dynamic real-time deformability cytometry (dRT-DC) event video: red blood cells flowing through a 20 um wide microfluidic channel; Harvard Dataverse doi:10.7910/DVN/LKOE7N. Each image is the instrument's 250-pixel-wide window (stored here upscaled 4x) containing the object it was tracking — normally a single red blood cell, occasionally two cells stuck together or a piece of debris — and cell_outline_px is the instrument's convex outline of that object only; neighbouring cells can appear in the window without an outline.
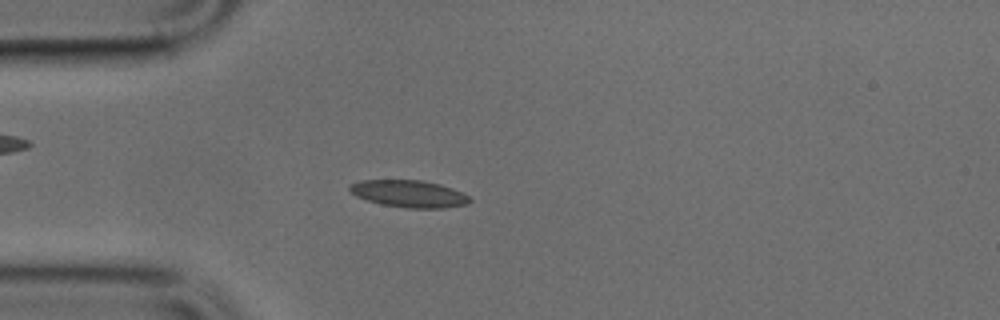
{"species": "common noctule bat (a hibernating species)", "species_latin": "Nyctalus noctula", "temperature_condition": "cold", "stored_images_in_passage": 48, "camera_frame_rate_fps": 3000, "um_per_image_px": 0.085, "animal": {"sex": "male", "body_mass_g": 17.9, "forearm_length_mm": 54.2}, "frame": {"image": 1, "passage_image": 12, "time_ms": 3.667, "image_size_px": [1000, 320], "cell_outline_px": [[472, 200], [468, 204], [444, 208], [408, 208], [380, 204], [356, 196], [348, 188], [352, 184], [360, 180], [420, 180], [440, 184], [452, 188], [468, 196]], "centroid_in_image_um": [34.78, 16.47], "position_along_channel_um": 50.2, "area_um2": 18.84}}
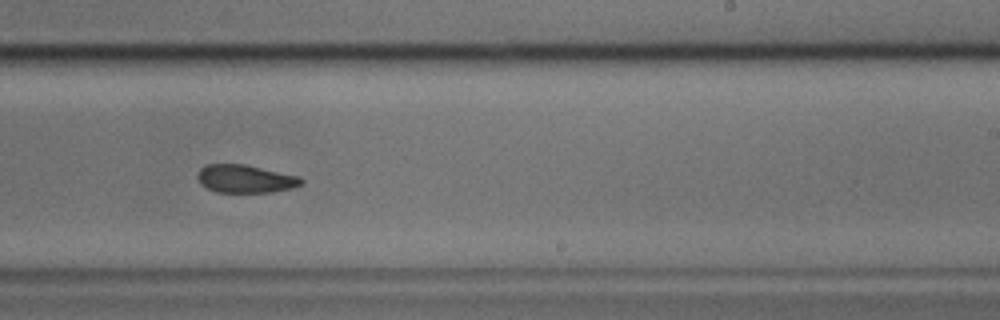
{"frame": {"image": 2, "passage_image": 29, "time_ms": 9.333, "image_size_px": [1000, 320], "cell_outline_px": [[304, 184], [292, 188], [272, 192], [216, 192], [200, 184], [196, 176], [200, 168], [204, 164], [244, 164], [300, 176], [304, 180]], "centroid_in_image_um": [20.86, 15.19], "position_along_channel_um": 268.1, "area_um2": 17.11}}
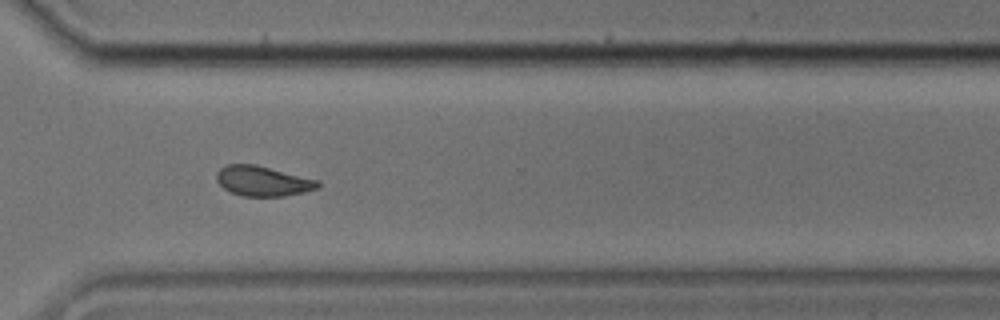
{"frame": {"image": 3, "passage_image": 35, "time_ms": 11.333, "image_size_px": [1000, 320], "cell_outline_px": [[320, 188], [304, 192], [284, 196], [240, 196], [224, 188], [216, 180], [216, 172], [220, 168], [228, 164], [256, 164], [320, 180]], "centroid_in_image_um": [22.36, 15.38], "position_along_channel_um": 348.2, "area_um2": 17.92}}